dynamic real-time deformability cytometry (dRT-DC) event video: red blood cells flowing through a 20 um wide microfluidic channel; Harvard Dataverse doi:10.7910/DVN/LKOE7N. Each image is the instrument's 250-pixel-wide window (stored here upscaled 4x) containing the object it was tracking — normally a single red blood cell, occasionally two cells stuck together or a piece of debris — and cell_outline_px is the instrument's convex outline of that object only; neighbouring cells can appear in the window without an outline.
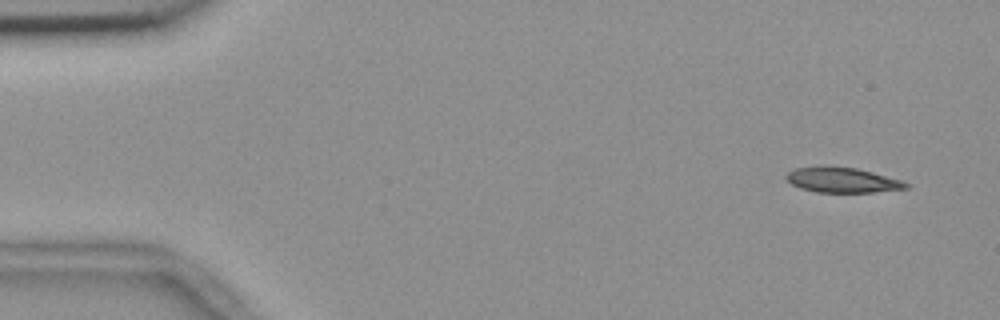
{"species": "common noctule bat (a hibernating species)", "species_latin": "Nyctalus noctula", "temperature_condition": "room temperature", "stored_images_in_passage": 55, "camera_frame_rate_fps": 3000, "um_per_image_px": 0.085, "animal": {"sex": "female", "body_mass_g": 18.4}, "frame": {"image": 1, "passage_image": 3, "time_ms": 0.667, "image_size_px": [1000, 320], "cell_outline_px": [[908, 188], [872, 192], [816, 192], [800, 188], [792, 184], [784, 176], [788, 172], [796, 168], [820, 164], [856, 168], [872, 172], [900, 180], [908, 184]], "centroid_in_image_um": [71.52, 15.28], "position_along_channel_um": 13.5, "area_um2": 17.63}}
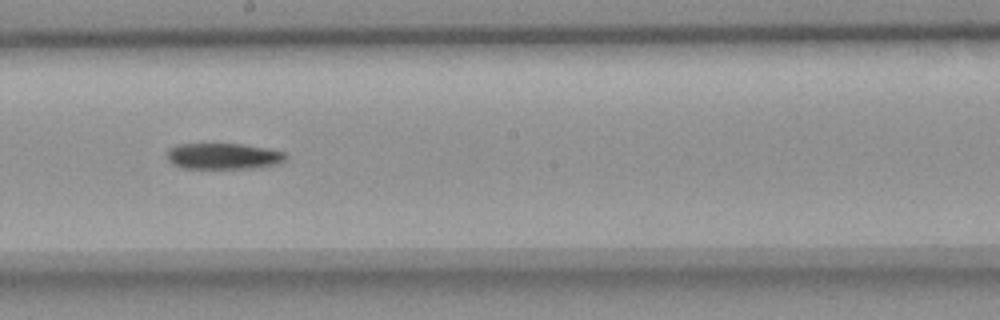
{"frame": {"image": 2, "passage_image": 30, "time_ms": 9.667, "image_size_px": [1000, 320], "cell_outline_px": [[288, 156], [284, 160], [276, 164], [256, 168], [180, 168], [172, 164], [168, 160], [168, 148], [176, 144], [240, 144], [264, 148], [284, 152]], "centroid_in_image_um": [18.95, 13.28], "position_along_channel_um": 229.3, "area_um2": 17.98}}
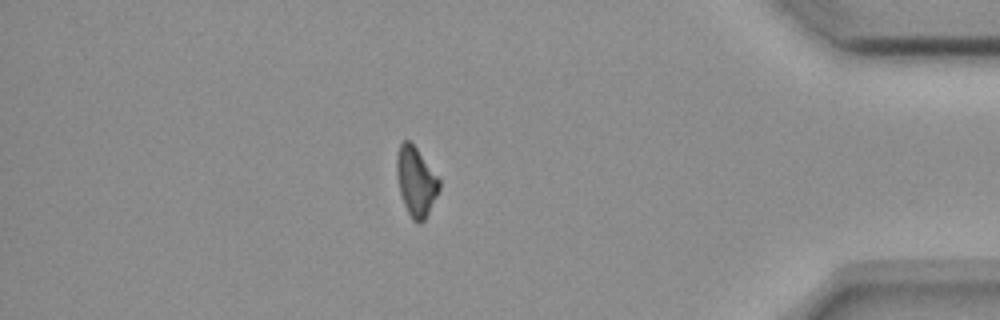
{"frame": {"image": 3, "passage_image": 47, "time_ms": 15.333, "image_size_px": [1000, 320], "cell_outline_px": [[440, 188], [424, 220], [420, 224], [416, 224], [412, 220], [404, 204], [400, 192], [396, 176], [396, 152], [400, 144], [404, 140], [408, 140], [416, 148], [440, 176]], "centroid_in_image_um": [35.36, 15.41], "position_along_channel_um": 399.8, "area_um2": 17.34}, "authors_computed_cell_mechanics": {"area_um2": 18.496, "velocity_mm_per_s": 3.6746, "shape_relaxation_time_tau1_ms": 7.9577, "shape_relaxation_time_tau2_ms": null, "deformation_change_tau1": 0.1633, "deformation_change_tau2": null}}